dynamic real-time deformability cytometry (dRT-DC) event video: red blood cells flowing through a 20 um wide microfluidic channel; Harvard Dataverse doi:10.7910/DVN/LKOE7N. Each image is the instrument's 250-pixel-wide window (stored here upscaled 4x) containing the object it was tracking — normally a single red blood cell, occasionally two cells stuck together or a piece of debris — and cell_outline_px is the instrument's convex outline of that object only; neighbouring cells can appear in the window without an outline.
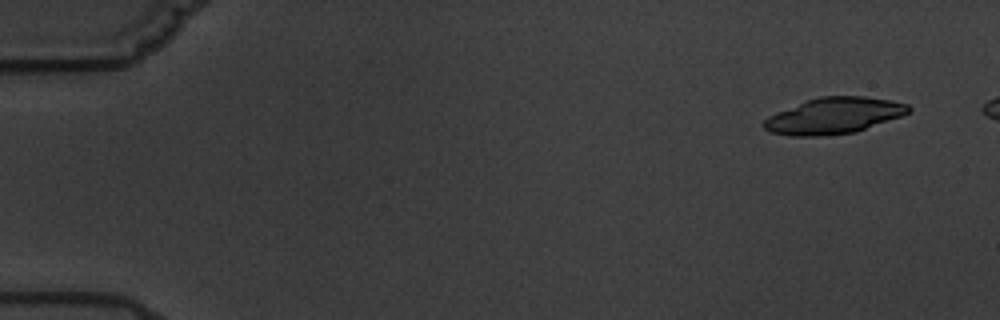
{"species": "common noctule bat (a hibernating species)", "species_latin": "Nyctalus noctula", "temperature_condition": "warm", "stored_images_in_passage": 4, "camera_frame_rate_fps": 3000, "um_per_image_px": 0.085, "animal": {"sex": "male", "body_mass_g": 19.5, "forearm_length_mm": 54.6}, "frame": {"image": 1, "passage_image": 1, "time_ms": 0.0, "image_size_px": [1000, 320], "cell_outline_px": [[912, 112], [856, 132], [824, 136], [792, 136], [772, 132], [764, 128], [760, 124], [768, 116], [776, 112], [808, 100], [820, 96], [864, 96], [892, 100], [908, 104], [912, 108]], "centroid_in_image_um": [70.9, 9.84], "position_along_channel_um": 14.1, "area_um2": 30.58}}